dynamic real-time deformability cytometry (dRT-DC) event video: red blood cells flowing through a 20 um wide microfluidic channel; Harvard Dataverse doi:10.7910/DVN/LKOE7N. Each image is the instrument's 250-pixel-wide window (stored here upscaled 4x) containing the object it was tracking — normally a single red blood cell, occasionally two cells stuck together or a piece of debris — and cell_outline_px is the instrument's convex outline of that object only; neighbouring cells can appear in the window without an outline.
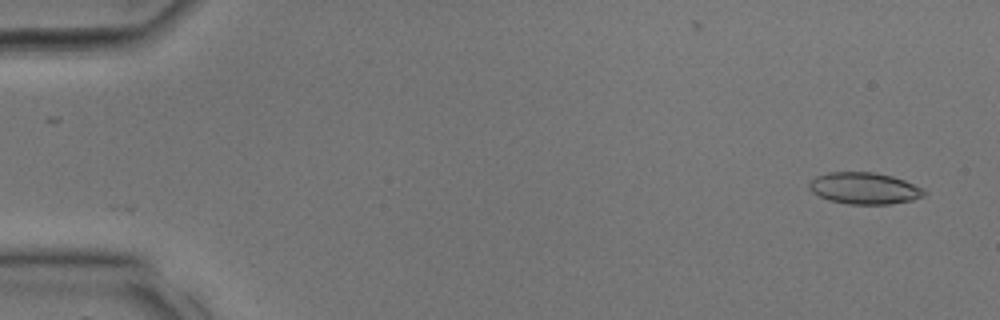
{"species": "common noctule bat (a hibernating species)", "species_latin": "Nyctalus noctula", "temperature_condition": "room temperature", "stored_images_in_passage": 32, "camera_frame_rate_fps": 3000, "um_per_image_px": 0.085, "animal": {"sex": "male", "body_mass_g": 17.9, "forearm_length_mm": 54.2}, "frame": {"image": 1, "passage_image": 2, "time_ms": 0.333, "image_size_px": [1000, 320], "cell_outline_px": [[928, 192], [924, 196], [912, 200], [888, 204], [848, 204], [828, 200], [812, 192], [808, 188], [808, 184], [816, 176], [828, 172], [872, 172], [892, 176], [904, 180], [924, 188]], "centroid_in_image_um": [73.48, 16.0], "position_along_channel_um": 11.5, "area_um2": 21.27}}
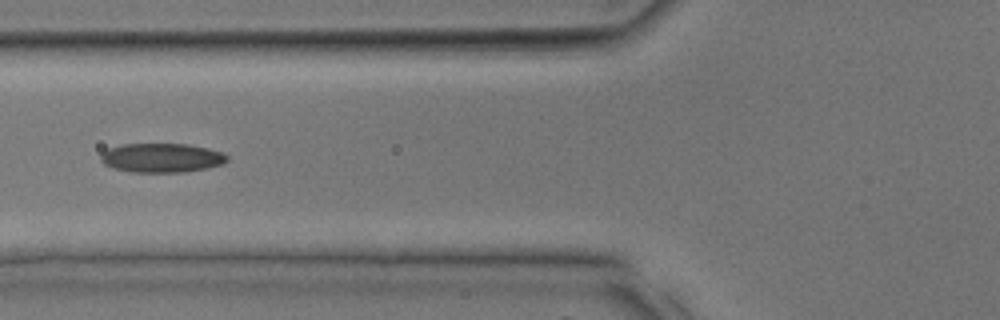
{"frame": {"image": 2, "passage_image": 13, "time_ms": 4.0, "image_size_px": [1000, 320], "cell_outline_px": [[228, 160], [224, 164], [184, 172], [132, 172], [112, 168], [104, 164], [100, 160], [100, 156], [108, 148], [120, 144], [188, 144], [208, 148], [224, 152], [228, 156]], "centroid_in_image_um": [13.74, 13.41], "position_along_channel_um": 112.1, "area_um2": 21.62}}
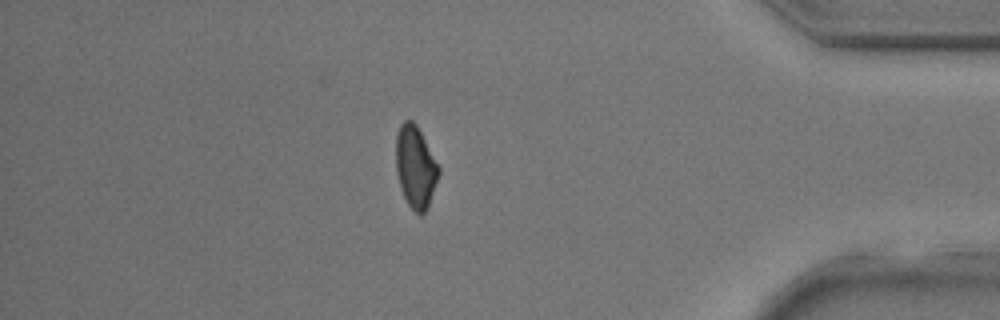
{"frame": {"image": 3, "passage_image": 28, "time_ms": 9.0, "image_size_px": [1000, 320], "cell_outline_px": [[440, 172], [428, 208], [420, 216], [408, 204], [400, 188], [396, 172], [396, 136], [400, 124], [404, 120], [412, 120], [416, 124], [440, 168]], "centroid_in_image_um": [35.31, 14.2], "position_along_channel_um": 399.9, "area_um2": 20.4}}